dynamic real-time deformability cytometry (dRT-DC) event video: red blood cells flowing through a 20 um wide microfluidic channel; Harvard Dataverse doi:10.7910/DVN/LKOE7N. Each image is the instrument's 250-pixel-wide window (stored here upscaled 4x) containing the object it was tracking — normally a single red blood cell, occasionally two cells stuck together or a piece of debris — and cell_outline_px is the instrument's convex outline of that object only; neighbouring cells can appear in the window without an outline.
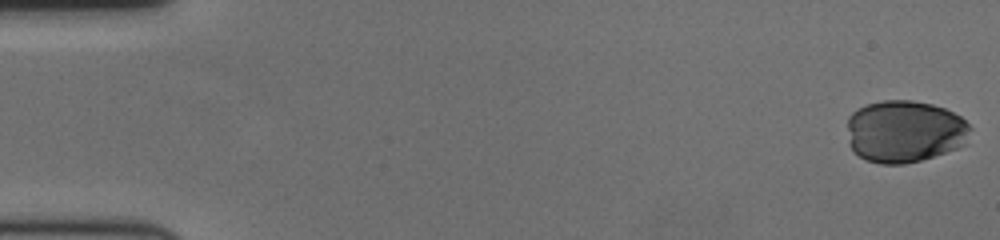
{"species": "human", "species_latin": "Homo sapiens", "temperature_condition": "cold", "stored_images_in_passage": 60, "camera_frame_rate_fps": 3000, "um_per_image_px": 0.085, "donor": {"sex": "female"}, "frame": {"image": 1, "passage_image": 1, "time_ms": 0.0, "image_size_px": [1000, 240], "cell_outline_px": [[972, 128], [968, 144], [920, 160], [904, 164], [880, 164], [864, 160], [852, 152], [848, 144], [848, 116], [852, 112], [868, 104], [884, 100], [912, 100], [932, 104], [944, 108], [960, 116]], "centroid_in_image_um": [76.89, 11.18], "position_along_channel_um": 8.1, "area_um2": 45.08}}
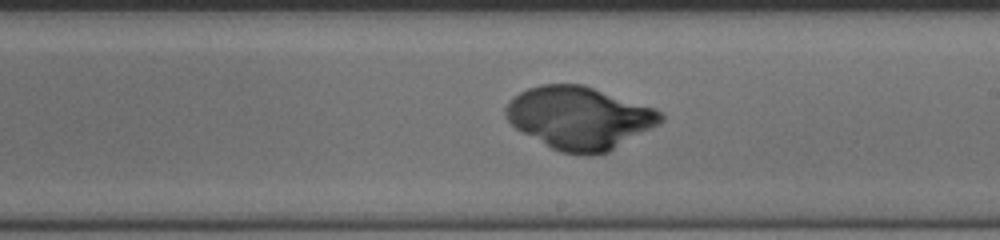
{"frame": {"image": 2, "passage_image": 35, "time_ms": 11.333, "image_size_px": [1000, 240], "cell_outline_px": [[664, 120], [660, 124], [608, 152], [588, 156], [584, 156], [560, 152], [552, 148], [516, 128], [508, 120], [504, 112], [504, 108], [512, 96], [528, 88], [540, 84], [584, 84], [656, 108], [664, 116]], "centroid_in_image_um": [49.27, 10.01], "position_along_channel_um": 239.7, "area_um2": 56.82}}
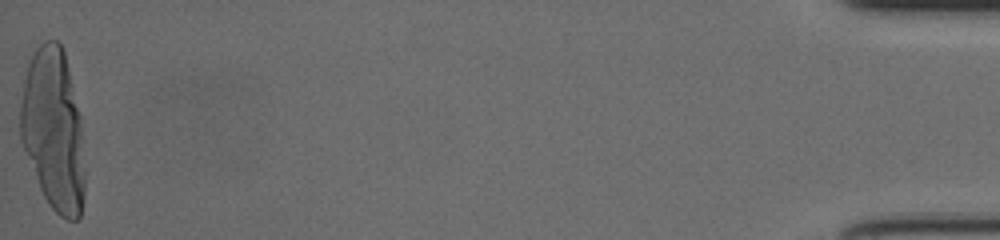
{"frame": {"image": 3, "passage_image": 60, "time_ms": 19.667, "image_size_px": [1000, 240], "cell_outline_px": [[84, 196], [80, 216], [76, 220], [68, 220], [60, 216], [48, 204], [40, 188], [20, 140], [20, 104], [24, 80], [28, 64], [36, 48], [44, 40], [56, 40], [60, 44], [64, 52], [80, 116], [84, 172]], "centroid_in_image_um": [4.52, 11.05], "position_along_channel_um": 430.7, "area_um2": 60.34}}